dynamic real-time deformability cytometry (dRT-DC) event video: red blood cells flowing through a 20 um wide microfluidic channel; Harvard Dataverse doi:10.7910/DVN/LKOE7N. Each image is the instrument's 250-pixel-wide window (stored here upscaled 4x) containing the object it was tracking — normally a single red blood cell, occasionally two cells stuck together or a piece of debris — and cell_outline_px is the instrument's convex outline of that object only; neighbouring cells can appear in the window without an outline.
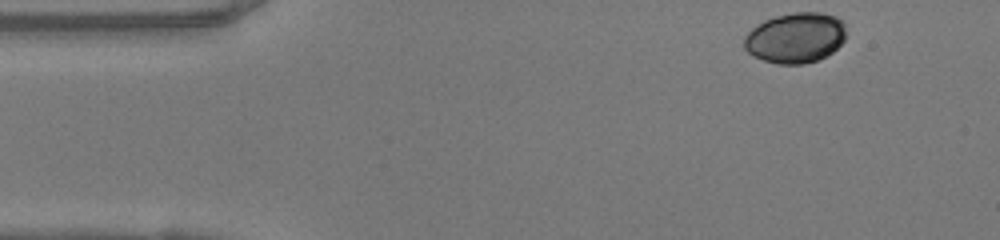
{"species": "human", "species_latin": "Homo sapiens", "temperature_condition": "warm", "stored_images_in_passage": 45, "camera_frame_rate_fps": 3000, "um_per_image_px": 0.085, "donor": {"sex": "female"}, "frame": {"image": 1, "passage_image": 1, "time_ms": 0.0, "image_size_px": [1000, 240], "cell_outline_px": [[844, 40], [832, 52], [820, 60], [804, 64], [776, 64], [752, 56], [744, 48], [744, 36], [752, 28], [764, 20], [776, 16], [792, 12], [820, 12], [836, 16], [844, 24]], "centroid_in_image_um": [67.59, 3.22], "position_along_channel_um": 17.4, "area_um2": 30.06}}
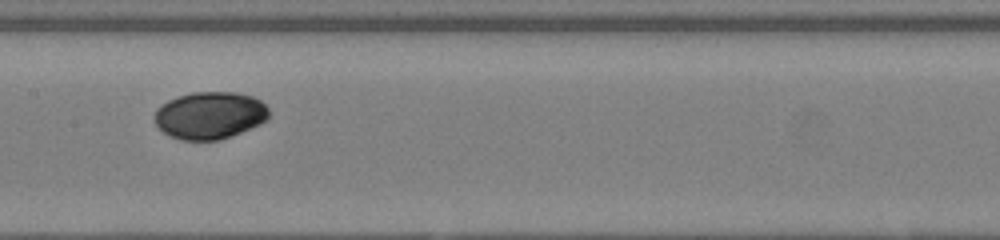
{"frame": {"image": 2, "passage_image": 20, "time_ms": 6.333, "image_size_px": [1000, 240], "cell_outline_px": [[268, 120], [260, 124], [220, 140], [180, 140], [164, 132], [156, 124], [156, 108], [160, 104], [168, 100], [192, 92], [236, 92], [252, 96], [260, 100], [268, 108]], "centroid_in_image_um": [17.85, 9.8], "position_along_channel_um": 189.6, "area_um2": 31.39}}
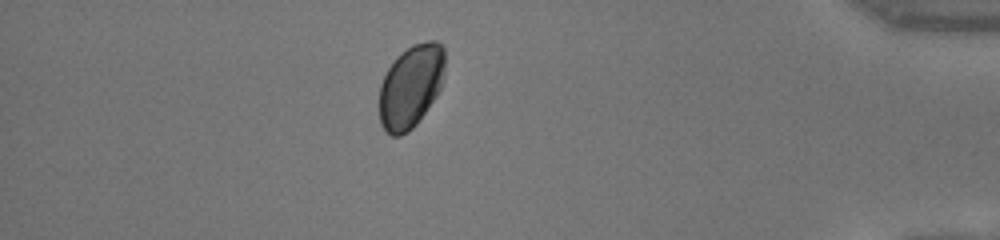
{"frame": {"image": 3, "passage_image": 39, "time_ms": 12.667, "image_size_px": [1000, 240], "cell_outline_px": [[444, 80], [436, 96], [416, 124], [408, 132], [400, 136], [392, 136], [380, 124], [380, 84], [388, 68], [396, 56], [400, 52], [412, 44], [428, 40], [436, 40], [444, 48]], "centroid_in_image_um": [34.93, 7.31], "position_along_channel_um": 400.3, "area_um2": 31.85}, "authors_computed_cell_mechanics": {"area_um2": 31.4432, "velocity_mm_per_s": 4.0852, "shape_relaxation_time_tau1_ms": 2.3919, "shape_relaxation_time_tau2_ms": 3.5041, "deformation_change_tau1": 0.115, "deformation_change_tau2": 0.0229}}